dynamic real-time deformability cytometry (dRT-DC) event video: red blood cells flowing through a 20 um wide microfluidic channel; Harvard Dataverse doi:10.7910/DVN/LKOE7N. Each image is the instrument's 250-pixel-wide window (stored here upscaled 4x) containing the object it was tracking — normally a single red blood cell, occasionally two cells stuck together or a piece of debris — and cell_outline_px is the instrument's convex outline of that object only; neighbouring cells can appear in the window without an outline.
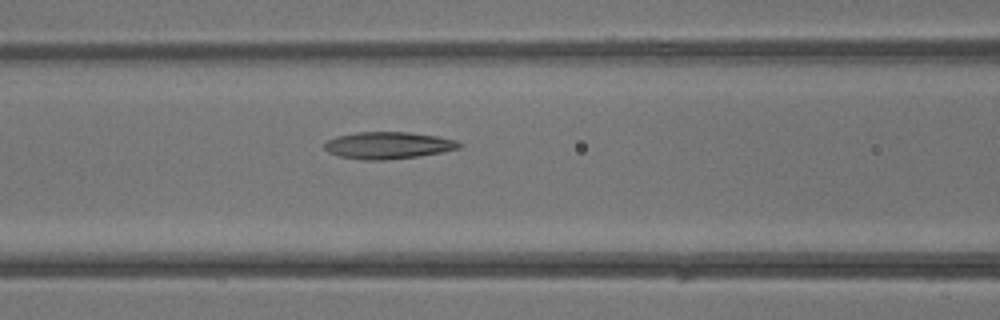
{"species": "common noctule bat (a hibernating species)", "species_latin": "Nyctalus noctula", "temperature_condition": "warm", "stored_images_in_passage": 5, "camera_frame_rate_fps": 3000, "um_per_image_px": 0.085, "animal": {"sex": "male", "body_mass_g": 13.3}, "frame": {"image": 1, "passage_image": 5, "time_ms": 4.667, "image_size_px": [1000, 320], "cell_outline_px": [[464, 144], [460, 148], [444, 152], [420, 156], [384, 160], [360, 160], [340, 156], [328, 152], [324, 148], [324, 144], [328, 140], [336, 136], [356, 132], [408, 132], [436, 136], [456, 140]], "centroid_in_image_um": [33.01, 12.36], "position_along_channel_um": 133.6, "area_um2": 21.33}}